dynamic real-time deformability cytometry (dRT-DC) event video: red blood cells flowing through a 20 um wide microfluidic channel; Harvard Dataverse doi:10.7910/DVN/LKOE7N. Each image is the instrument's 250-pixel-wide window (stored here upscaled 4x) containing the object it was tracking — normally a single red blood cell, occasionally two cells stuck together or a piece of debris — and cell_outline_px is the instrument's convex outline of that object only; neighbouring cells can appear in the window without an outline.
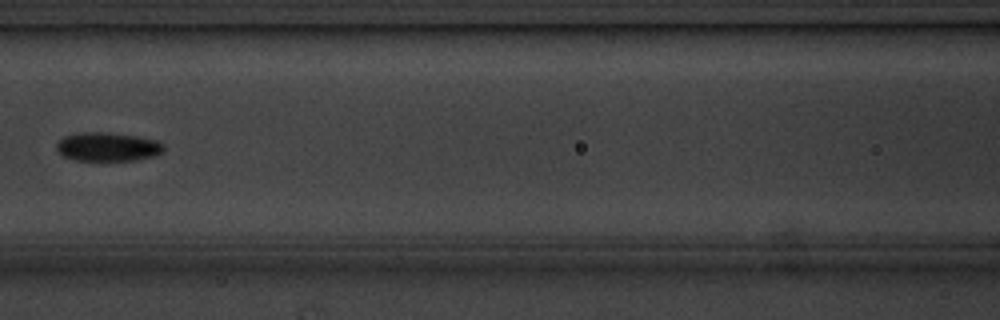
{"species": "common noctule bat (a hibernating species)", "species_latin": "Nyctalus noctula", "temperature_condition": "cold", "stored_images_in_passage": 9, "camera_frame_rate_fps": 3000, "um_per_image_px": 0.085, "animal": {"sex": "male", "body_mass_g": 20.1, "forearm_length_mm": 53.5}, "frame": {"image": 1, "passage_image": 3, "time_ms": 2.333, "image_size_px": [1000, 320], "cell_outline_px": [[164, 148], [160, 152], [152, 156], [136, 160], [76, 160], [64, 156], [56, 148], [56, 144], [64, 136], [80, 132], [108, 132], [136, 136], [160, 140], [164, 144]], "centroid_in_image_um": [9.17, 12.46], "position_along_channel_um": 157.4, "area_um2": 17.92}}
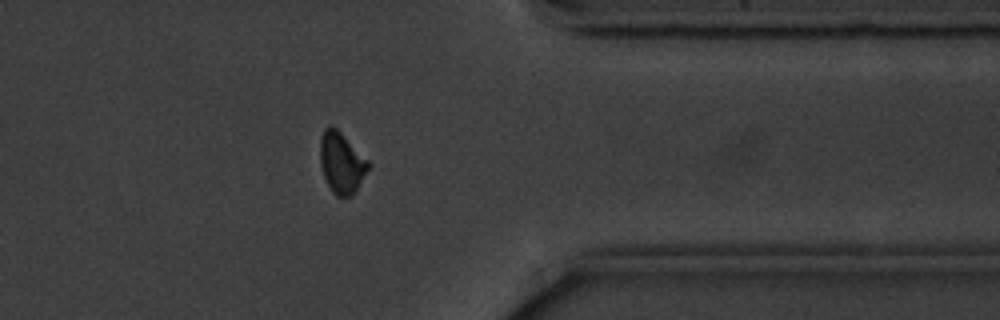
{"frame": {"image": 2, "passage_image": 9, "time_ms": 9.0, "image_size_px": [1000, 320], "cell_outline_px": [[368, 168], [352, 196], [336, 196], [332, 192], [324, 176], [320, 164], [320, 140], [324, 128], [328, 124], [332, 124], [368, 160]], "centroid_in_image_um": [28.99, 13.81], "position_along_channel_um": 382.4, "area_um2": 16.82}}